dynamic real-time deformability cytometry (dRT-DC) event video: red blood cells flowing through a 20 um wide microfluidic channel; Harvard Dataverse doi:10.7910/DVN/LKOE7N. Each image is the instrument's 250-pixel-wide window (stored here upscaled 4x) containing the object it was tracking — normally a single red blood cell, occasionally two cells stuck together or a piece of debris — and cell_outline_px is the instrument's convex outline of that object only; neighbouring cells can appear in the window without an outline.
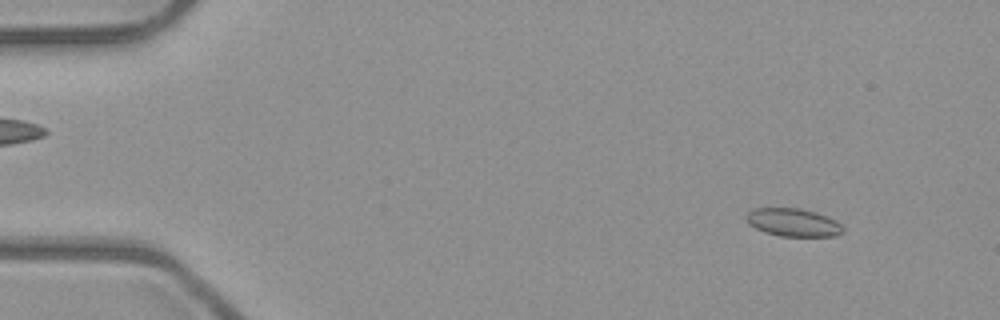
{"species": "common noctule bat (a hibernating species)", "species_latin": "Nyctalus noctula", "temperature_condition": "room temperature", "stored_images_in_passage": 52, "camera_frame_rate_fps": 3000, "um_per_image_px": 0.085, "animal": {"sex": "male", "body_mass_g": 23.1, "forearm_length_mm": 52.7}, "frame": {"image": 1, "passage_image": 5, "time_ms": 1.333, "image_size_px": [1000, 320], "cell_outline_px": [[844, 232], [836, 236], [780, 236], [764, 232], [748, 224], [744, 216], [752, 208], [800, 208], [816, 212], [836, 220], [844, 228]], "centroid_in_image_um": [67.41, 18.9], "position_along_channel_um": 17.6, "area_um2": 15.95}}
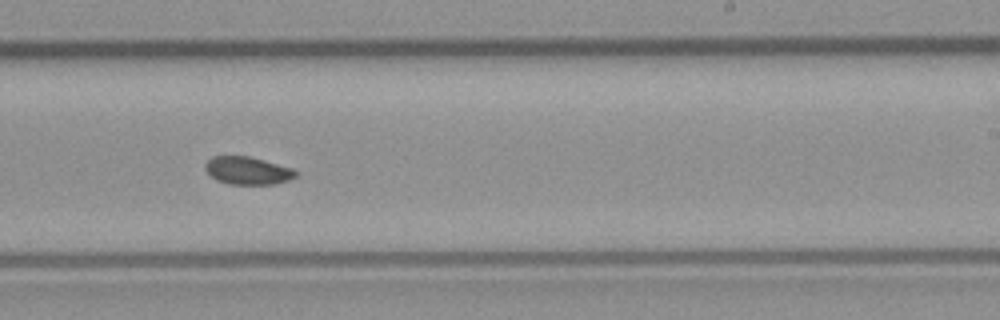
{"frame": {"image": 2, "passage_image": 32, "time_ms": 10.333, "image_size_px": [1000, 320], "cell_outline_px": [[296, 176], [288, 180], [276, 184], [228, 184], [216, 180], [204, 168], [204, 164], [212, 156], [248, 156], [264, 160], [292, 168], [296, 172]], "centroid_in_image_um": [21.02, 14.5], "position_along_channel_um": 268.0, "area_um2": 14.57}}
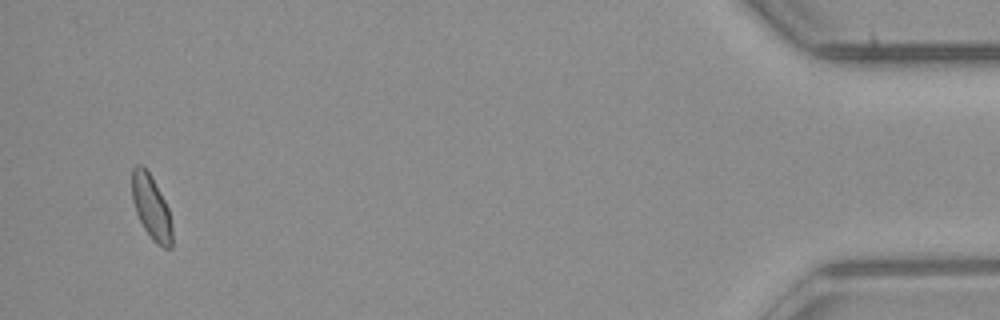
{"frame": {"image": 3, "passage_image": 50, "time_ms": 16.333, "image_size_px": [1000, 320], "cell_outline_px": [[172, 248], [164, 248], [156, 244], [152, 240], [144, 228], [136, 212], [132, 200], [132, 168], [136, 164], [140, 164], [148, 172], [164, 200], [168, 208], [172, 224]], "centroid_in_image_um": [12.86, 17.66], "position_along_channel_um": 422.3, "area_um2": 14.85}, "authors_computed_cell_mechanics": {"area_um2": 15.4326, "velocity_mm_per_s": 3.9691, "shape_relaxation_time_tau1_ms": 3.107, "shape_relaxation_time_tau2_ms": 1.276, "deformation_change_tau1": 0.0711, "deformation_change_tau2": 0.044}}